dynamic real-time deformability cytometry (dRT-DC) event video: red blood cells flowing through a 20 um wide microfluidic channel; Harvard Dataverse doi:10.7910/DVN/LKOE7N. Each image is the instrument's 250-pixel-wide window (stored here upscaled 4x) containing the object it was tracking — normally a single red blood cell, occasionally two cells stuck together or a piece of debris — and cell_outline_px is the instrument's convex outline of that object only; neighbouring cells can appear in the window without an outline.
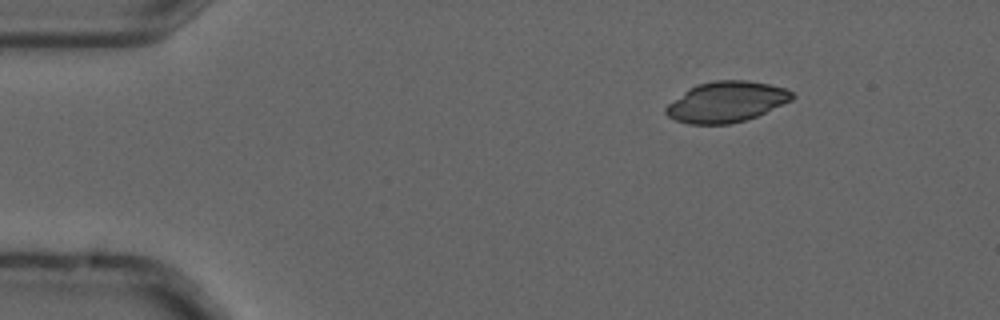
{"species": "common noctule bat (a hibernating species)", "species_latin": "Nyctalus noctula", "temperature_condition": "cold", "stored_images_in_passage": 4, "camera_frame_rate_fps": 3000, "um_per_image_px": 0.085, "animal": {"sex": "male", "forearm_length_mm": 52.5}, "frame": {"image": 1, "passage_image": 2, "time_ms": 0.333, "image_size_px": [1000, 320], "cell_outline_px": [[796, 96], [792, 100], [756, 116], [744, 120], [728, 124], [688, 124], [676, 120], [668, 116], [664, 112], [664, 108], [668, 104], [688, 88], [696, 84], [716, 80], [748, 80], [768, 84], [784, 88], [792, 92]], "centroid_in_image_um": [61.72, 8.65], "position_along_channel_um": 23.3, "area_um2": 29.82}}